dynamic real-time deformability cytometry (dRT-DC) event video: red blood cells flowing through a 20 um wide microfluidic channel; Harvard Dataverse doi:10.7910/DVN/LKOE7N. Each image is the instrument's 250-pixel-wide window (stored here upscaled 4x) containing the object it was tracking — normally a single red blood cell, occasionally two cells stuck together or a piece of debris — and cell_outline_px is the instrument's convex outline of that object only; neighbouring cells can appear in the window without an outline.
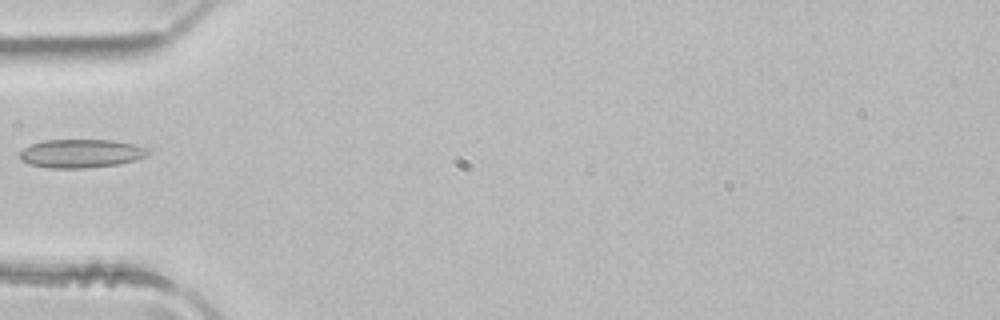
{"species": "common noctule bat (a hibernating species)", "species_latin": "Nyctalus noctula", "temperature_condition": "room temperature", "stored_images_in_passage": 4, "camera_frame_rate_fps": 3000, "um_per_image_px": 0.085, "animal": {"sex": "male", "body_mass_g": 21.5, "forearm_length_mm": 52.0}, "frame": {"image": 1, "passage_image": 4, "time_ms": 1.0, "image_size_px": [1000, 320], "cell_outline_px": [[148, 156], [136, 160], [120, 164], [84, 168], [48, 168], [28, 164], [20, 160], [20, 152], [28, 144], [44, 140], [112, 140], [132, 144], [148, 148]], "centroid_in_image_um": [6.86, 13.05], "position_along_channel_um": 78.1, "area_um2": 21.5}}